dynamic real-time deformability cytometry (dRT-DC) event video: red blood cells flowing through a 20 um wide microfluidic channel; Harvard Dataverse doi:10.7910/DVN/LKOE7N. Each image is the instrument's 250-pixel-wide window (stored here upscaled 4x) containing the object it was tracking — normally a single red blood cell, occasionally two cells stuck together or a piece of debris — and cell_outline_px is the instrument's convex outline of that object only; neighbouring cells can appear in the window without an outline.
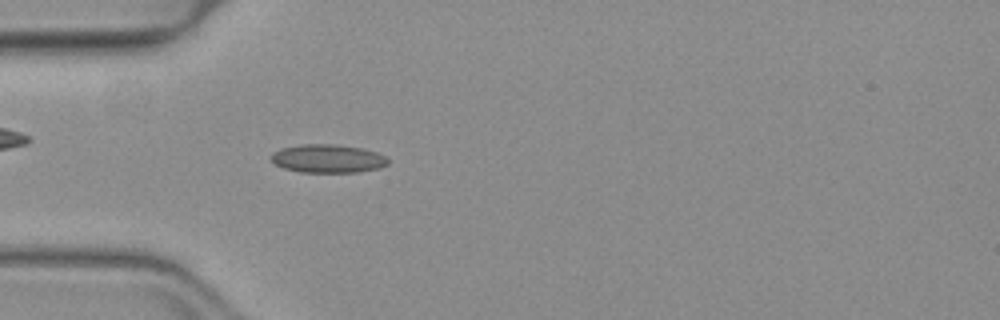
{"species": "common noctule bat (a hibernating species)", "species_latin": "Nyctalus noctula", "temperature_condition": "warm", "stored_images_in_passage": 51, "camera_frame_rate_fps": 3000, "um_per_image_px": 0.085, "animal": {"sex": "female", "body_mass_g": 19.3, "forearm_length_mm": 54.1}, "frame": {"image": 1, "passage_image": 15, "time_ms": 4.667, "image_size_px": [1000, 320], "cell_outline_px": [[388, 164], [380, 168], [356, 172], [300, 172], [284, 168], [276, 164], [268, 156], [272, 152], [280, 148], [300, 144], [336, 144], [364, 148], [376, 152], [384, 156], [388, 160]], "centroid_in_image_um": [27.84, 13.47], "position_along_channel_um": 57.2, "area_um2": 19.48}}
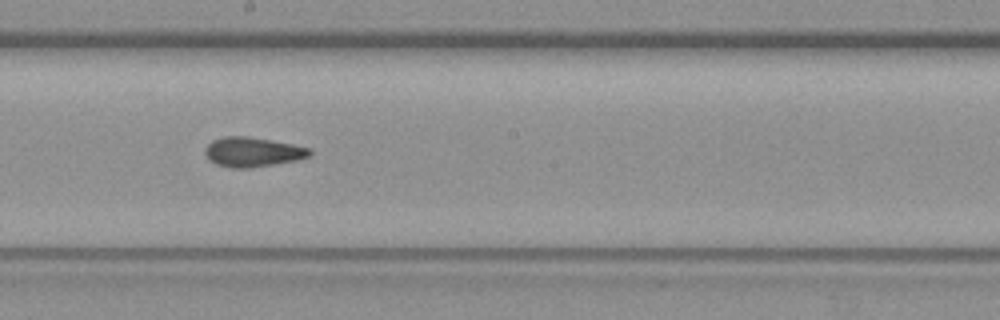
{"frame": {"image": 2, "passage_image": 28, "time_ms": 9.0, "image_size_px": [1000, 320], "cell_outline_px": [[312, 152], [308, 156], [296, 160], [252, 168], [232, 168], [216, 164], [204, 152], [204, 148], [212, 140], [224, 136], [248, 136], [292, 144], [308, 148]], "centroid_in_image_um": [21.44, 12.91], "position_along_channel_um": 226.8, "area_um2": 17.86}}
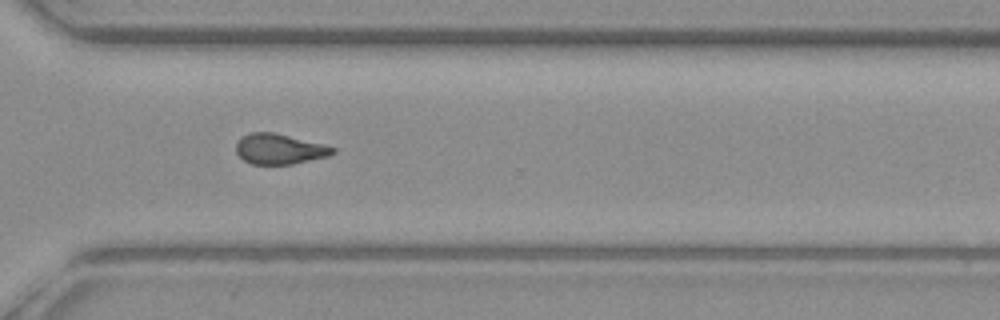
{"frame": {"image": 3, "passage_image": 37, "time_ms": 12.0, "image_size_px": [1000, 320], "cell_outline_px": [[336, 152], [328, 156], [292, 164], [252, 164], [244, 160], [236, 152], [236, 144], [244, 136], [252, 132], [276, 132], [336, 148]], "centroid_in_image_um": [23.76, 12.66], "position_along_channel_um": 346.8, "area_um2": 16.88}, "authors_computed_cell_mechanics": {"area_um2": 17.629, "velocity_mm_per_s": 4.0129, "shape_relaxation_time_tau1_ms": null, "shape_relaxation_time_tau2_ms": 3.1932, "deformation_change_tau1": null, "deformation_change_tau2": 0.0796}}